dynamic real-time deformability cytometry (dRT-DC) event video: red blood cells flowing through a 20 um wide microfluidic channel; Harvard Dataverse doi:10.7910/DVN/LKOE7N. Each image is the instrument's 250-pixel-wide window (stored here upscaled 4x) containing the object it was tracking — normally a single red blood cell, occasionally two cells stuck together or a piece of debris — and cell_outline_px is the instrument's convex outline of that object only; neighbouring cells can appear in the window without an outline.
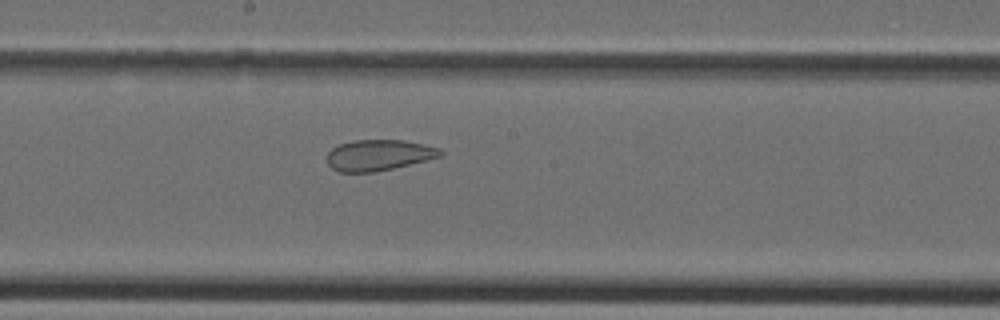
{"species": "Egyptian fruit bat (a non-hibernating species)", "species_latin": "Rousettus aegyptiacus", "temperature_condition": "cold", "stored_images_in_passage": 36, "camera_frame_rate_fps": 3000, "um_per_image_px": 0.085, "animal": {"sex": "female"}, "frame": {"image": 1, "passage_image": 18, "time_ms": 5.667, "image_size_px": [1000, 320], "cell_outline_px": [[444, 152], [440, 156], [428, 160], [392, 168], [372, 172], [340, 172], [332, 168], [328, 164], [328, 152], [332, 148], [340, 144], [352, 140], [404, 140], [424, 144], [440, 148]], "centroid_in_image_um": [32.2, 13.17], "position_along_channel_um": 216.0, "area_um2": 20.35}}
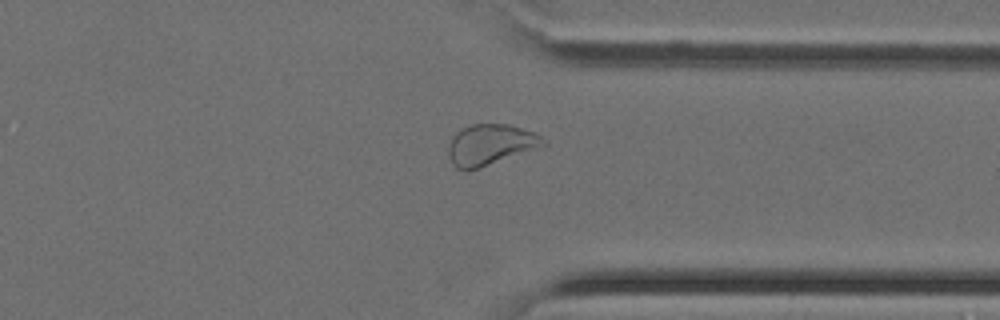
{"frame": {"image": 2, "passage_image": 27, "time_ms": 8.667, "image_size_px": [1000, 320], "cell_outline_px": [[548, 144], [480, 168], [456, 168], [452, 164], [448, 156], [448, 148], [452, 136], [456, 132], [472, 124], [508, 124], [536, 132], [548, 140]], "centroid_in_image_um": [41.72, 12.28], "position_along_channel_um": 369.7, "area_um2": 22.48}}
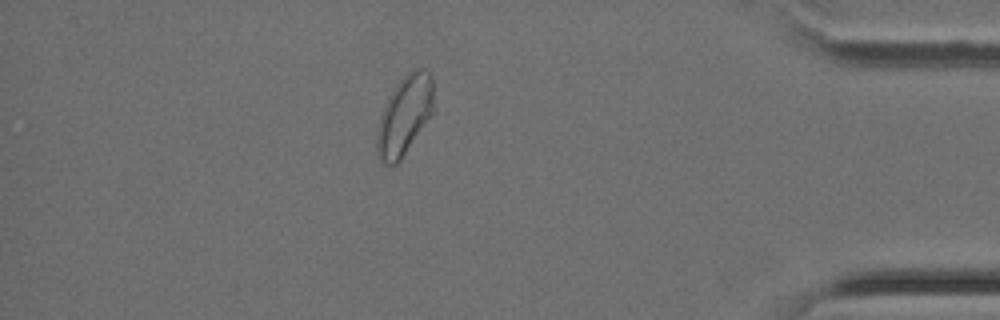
{"frame": {"image": 3, "passage_image": 31, "time_ms": 10.0, "image_size_px": [1000, 320], "cell_outline_px": [[432, 112], [400, 160], [396, 164], [380, 164], [376, 156], [376, 136], [380, 116], [388, 96], [396, 84], [412, 68], [424, 68], [428, 72], [432, 80]], "centroid_in_image_um": [34.32, 9.82], "position_along_channel_um": 400.9, "area_um2": 25.84}}